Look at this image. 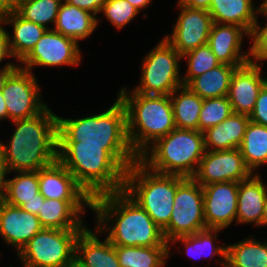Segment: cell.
I'll list each match as a JSON object with an SVG mask.
<instances>
[{"mask_svg": "<svg viewBox=\"0 0 267 267\" xmlns=\"http://www.w3.org/2000/svg\"><path fill=\"white\" fill-rule=\"evenodd\" d=\"M261 69L260 63L250 61L233 72L228 92L233 113L247 116L252 113L259 92L267 83Z\"/></svg>", "mask_w": 267, "mask_h": 267, "instance_id": "2e32d148", "label": "cell"}, {"mask_svg": "<svg viewBox=\"0 0 267 267\" xmlns=\"http://www.w3.org/2000/svg\"><path fill=\"white\" fill-rule=\"evenodd\" d=\"M244 36L250 34L238 25L213 22L207 45L220 63L238 68L250 62V50L240 52Z\"/></svg>", "mask_w": 267, "mask_h": 267, "instance_id": "ac0fdd59", "label": "cell"}, {"mask_svg": "<svg viewBox=\"0 0 267 267\" xmlns=\"http://www.w3.org/2000/svg\"><path fill=\"white\" fill-rule=\"evenodd\" d=\"M177 4L180 8L179 16L172 34L164 38L182 56L207 44L213 20L208 10L190 8L179 1Z\"/></svg>", "mask_w": 267, "mask_h": 267, "instance_id": "5bb4252c", "label": "cell"}, {"mask_svg": "<svg viewBox=\"0 0 267 267\" xmlns=\"http://www.w3.org/2000/svg\"><path fill=\"white\" fill-rule=\"evenodd\" d=\"M170 100L173 107L175 127L178 129L198 130L203 99L187 86L182 85L170 95Z\"/></svg>", "mask_w": 267, "mask_h": 267, "instance_id": "83f0119b", "label": "cell"}, {"mask_svg": "<svg viewBox=\"0 0 267 267\" xmlns=\"http://www.w3.org/2000/svg\"><path fill=\"white\" fill-rule=\"evenodd\" d=\"M44 227L36 214L0 200V235L19 253L27 242Z\"/></svg>", "mask_w": 267, "mask_h": 267, "instance_id": "e0dca14e", "label": "cell"}, {"mask_svg": "<svg viewBox=\"0 0 267 267\" xmlns=\"http://www.w3.org/2000/svg\"><path fill=\"white\" fill-rule=\"evenodd\" d=\"M94 230L86 227L78 236L75 260L83 267H121L115 246L107 238L101 241L96 227Z\"/></svg>", "mask_w": 267, "mask_h": 267, "instance_id": "44dd1931", "label": "cell"}, {"mask_svg": "<svg viewBox=\"0 0 267 267\" xmlns=\"http://www.w3.org/2000/svg\"><path fill=\"white\" fill-rule=\"evenodd\" d=\"M83 230L43 228L17 255L23 267H67L75 260L76 241Z\"/></svg>", "mask_w": 267, "mask_h": 267, "instance_id": "ba28073f", "label": "cell"}, {"mask_svg": "<svg viewBox=\"0 0 267 267\" xmlns=\"http://www.w3.org/2000/svg\"><path fill=\"white\" fill-rule=\"evenodd\" d=\"M237 67L228 64L219 66L194 77L186 86L202 99L228 96L230 80Z\"/></svg>", "mask_w": 267, "mask_h": 267, "instance_id": "4316f807", "label": "cell"}, {"mask_svg": "<svg viewBox=\"0 0 267 267\" xmlns=\"http://www.w3.org/2000/svg\"><path fill=\"white\" fill-rule=\"evenodd\" d=\"M202 186L193 177L178 175V188L169 224L162 230L165 241L206 229Z\"/></svg>", "mask_w": 267, "mask_h": 267, "instance_id": "30bf717a", "label": "cell"}, {"mask_svg": "<svg viewBox=\"0 0 267 267\" xmlns=\"http://www.w3.org/2000/svg\"><path fill=\"white\" fill-rule=\"evenodd\" d=\"M58 160L92 199L124 189L126 169L104 145L58 142Z\"/></svg>", "mask_w": 267, "mask_h": 267, "instance_id": "277c9868", "label": "cell"}, {"mask_svg": "<svg viewBox=\"0 0 267 267\" xmlns=\"http://www.w3.org/2000/svg\"><path fill=\"white\" fill-rule=\"evenodd\" d=\"M249 119L254 123L267 126V83L260 90Z\"/></svg>", "mask_w": 267, "mask_h": 267, "instance_id": "f35d334b", "label": "cell"}, {"mask_svg": "<svg viewBox=\"0 0 267 267\" xmlns=\"http://www.w3.org/2000/svg\"><path fill=\"white\" fill-rule=\"evenodd\" d=\"M239 149L252 173L267 164V126L249 121Z\"/></svg>", "mask_w": 267, "mask_h": 267, "instance_id": "1f68e13d", "label": "cell"}, {"mask_svg": "<svg viewBox=\"0 0 267 267\" xmlns=\"http://www.w3.org/2000/svg\"><path fill=\"white\" fill-rule=\"evenodd\" d=\"M101 12L119 30L130 23L139 13L127 0H104Z\"/></svg>", "mask_w": 267, "mask_h": 267, "instance_id": "8d00e7d4", "label": "cell"}, {"mask_svg": "<svg viewBox=\"0 0 267 267\" xmlns=\"http://www.w3.org/2000/svg\"><path fill=\"white\" fill-rule=\"evenodd\" d=\"M12 179H6L3 201L16 207L25 202L44 200L39 193L38 171L15 172Z\"/></svg>", "mask_w": 267, "mask_h": 267, "instance_id": "4dcf8cb0", "label": "cell"}, {"mask_svg": "<svg viewBox=\"0 0 267 267\" xmlns=\"http://www.w3.org/2000/svg\"><path fill=\"white\" fill-rule=\"evenodd\" d=\"M117 96L125 105L128 139L138 157L176 128L170 95L129 94L125 87Z\"/></svg>", "mask_w": 267, "mask_h": 267, "instance_id": "5b68a950", "label": "cell"}, {"mask_svg": "<svg viewBox=\"0 0 267 267\" xmlns=\"http://www.w3.org/2000/svg\"><path fill=\"white\" fill-rule=\"evenodd\" d=\"M205 151L203 132L175 128L149 146L139 161L160 174L193 177Z\"/></svg>", "mask_w": 267, "mask_h": 267, "instance_id": "8992f818", "label": "cell"}, {"mask_svg": "<svg viewBox=\"0 0 267 267\" xmlns=\"http://www.w3.org/2000/svg\"><path fill=\"white\" fill-rule=\"evenodd\" d=\"M131 5H133L139 12L140 9L143 10L145 7L150 5L151 0H127Z\"/></svg>", "mask_w": 267, "mask_h": 267, "instance_id": "c3c4849f", "label": "cell"}, {"mask_svg": "<svg viewBox=\"0 0 267 267\" xmlns=\"http://www.w3.org/2000/svg\"><path fill=\"white\" fill-rule=\"evenodd\" d=\"M6 175H7V171H6L2 156L0 154V200L3 199V195L5 192V183H6L5 176Z\"/></svg>", "mask_w": 267, "mask_h": 267, "instance_id": "bcb514c9", "label": "cell"}, {"mask_svg": "<svg viewBox=\"0 0 267 267\" xmlns=\"http://www.w3.org/2000/svg\"><path fill=\"white\" fill-rule=\"evenodd\" d=\"M91 210L97 215L98 235L108 230L106 238L114 246H170L162 229L124 190L94 197Z\"/></svg>", "mask_w": 267, "mask_h": 267, "instance_id": "6da1fadb", "label": "cell"}, {"mask_svg": "<svg viewBox=\"0 0 267 267\" xmlns=\"http://www.w3.org/2000/svg\"><path fill=\"white\" fill-rule=\"evenodd\" d=\"M4 24V15L0 13V27Z\"/></svg>", "mask_w": 267, "mask_h": 267, "instance_id": "f5cc1de1", "label": "cell"}, {"mask_svg": "<svg viewBox=\"0 0 267 267\" xmlns=\"http://www.w3.org/2000/svg\"><path fill=\"white\" fill-rule=\"evenodd\" d=\"M44 200H32L25 202L20 208L24 211L38 215L40 212L41 202Z\"/></svg>", "mask_w": 267, "mask_h": 267, "instance_id": "f6af8a7d", "label": "cell"}, {"mask_svg": "<svg viewBox=\"0 0 267 267\" xmlns=\"http://www.w3.org/2000/svg\"><path fill=\"white\" fill-rule=\"evenodd\" d=\"M18 67V65H15L14 63H7L3 68L0 70V90L3 89L4 84L10 74Z\"/></svg>", "mask_w": 267, "mask_h": 267, "instance_id": "7bdbcfd3", "label": "cell"}, {"mask_svg": "<svg viewBox=\"0 0 267 267\" xmlns=\"http://www.w3.org/2000/svg\"><path fill=\"white\" fill-rule=\"evenodd\" d=\"M267 186L257 173L239 182L236 222L261 226Z\"/></svg>", "mask_w": 267, "mask_h": 267, "instance_id": "7402d4cb", "label": "cell"}, {"mask_svg": "<svg viewBox=\"0 0 267 267\" xmlns=\"http://www.w3.org/2000/svg\"><path fill=\"white\" fill-rule=\"evenodd\" d=\"M259 13L267 17V0H263V2L259 5Z\"/></svg>", "mask_w": 267, "mask_h": 267, "instance_id": "681fc988", "label": "cell"}, {"mask_svg": "<svg viewBox=\"0 0 267 267\" xmlns=\"http://www.w3.org/2000/svg\"><path fill=\"white\" fill-rule=\"evenodd\" d=\"M66 3L76 6L77 8L86 10L95 16L100 13L104 0H63Z\"/></svg>", "mask_w": 267, "mask_h": 267, "instance_id": "ab89813d", "label": "cell"}, {"mask_svg": "<svg viewBox=\"0 0 267 267\" xmlns=\"http://www.w3.org/2000/svg\"><path fill=\"white\" fill-rule=\"evenodd\" d=\"M67 267H83V266L79 262L74 260Z\"/></svg>", "mask_w": 267, "mask_h": 267, "instance_id": "816d5d0a", "label": "cell"}, {"mask_svg": "<svg viewBox=\"0 0 267 267\" xmlns=\"http://www.w3.org/2000/svg\"><path fill=\"white\" fill-rule=\"evenodd\" d=\"M182 56L163 38L142 61L141 82L133 89L144 95H171L183 85Z\"/></svg>", "mask_w": 267, "mask_h": 267, "instance_id": "9c48e42d", "label": "cell"}, {"mask_svg": "<svg viewBox=\"0 0 267 267\" xmlns=\"http://www.w3.org/2000/svg\"><path fill=\"white\" fill-rule=\"evenodd\" d=\"M262 226H267V194H266V198H265V202H264Z\"/></svg>", "mask_w": 267, "mask_h": 267, "instance_id": "f907efd6", "label": "cell"}, {"mask_svg": "<svg viewBox=\"0 0 267 267\" xmlns=\"http://www.w3.org/2000/svg\"><path fill=\"white\" fill-rule=\"evenodd\" d=\"M183 58H186V61H188L187 74L182 77V82L185 86L194 77L202 75L204 72L221 64L207 44L187 52L182 55V59Z\"/></svg>", "mask_w": 267, "mask_h": 267, "instance_id": "d590c367", "label": "cell"}, {"mask_svg": "<svg viewBox=\"0 0 267 267\" xmlns=\"http://www.w3.org/2000/svg\"><path fill=\"white\" fill-rule=\"evenodd\" d=\"M8 119V110L5 104V98L3 97L2 90H0V120Z\"/></svg>", "mask_w": 267, "mask_h": 267, "instance_id": "7dc6e473", "label": "cell"}, {"mask_svg": "<svg viewBox=\"0 0 267 267\" xmlns=\"http://www.w3.org/2000/svg\"><path fill=\"white\" fill-rule=\"evenodd\" d=\"M221 229L206 228L204 230L198 231L195 234L179 236L171 240L170 243L182 242L184 244L186 253L191 257H213L214 255H220L223 260L220 265L226 267V253L227 244L224 246L218 245L214 246L213 243L217 238V233ZM215 234V235H214ZM216 247V248H215Z\"/></svg>", "mask_w": 267, "mask_h": 267, "instance_id": "d6a6232c", "label": "cell"}, {"mask_svg": "<svg viewBox=\"0 0 267 267\" xmlns=\"http://www.w3.org/2000/svg\"><path fill=\"white\" fill-rule=\"evenodd\" d=\"M58 142L104 145L126 170L139 157L134 153L127 134V112L117 96L113 105L103 113L79 119L57 117Z\"/></svg>", "mask_w": 267, "mask_h": 267, "instance_id": "3957f363", "label": "cell"}, {"mask_svg": "<svg viewBox=\"0 0 267 267\" xmlns=\"http://www.w3.org/2000/svg\"><path fill=\"white\" fill-rule=\"evenodd\" d=\"M37 83L32 71L19 66L10 74L2 89L10 121L35 117L48 107Z\"/></svg>", "mask_w": 267, "mask_h": 267, "instance_id": "8fae6325", "label": "cell"}, {"mask_svg": "<svg viewBox=\"0 0 267 267\" xmlns=\"http://www.w3.org/2000/svg\"><path fill=\"white\" fill-rule=\"evenodd\" d=\"M84 206L92 209V200L44 199L37 216L44 228L85 229L80 217Z\"/></svg>", "mask_w": 267, "mask_h": 267, "instance_id": "ffe728a7", "label": "cell"}, {"mask_svg": "<svg viewBox=\"0 0 267 267\" xmlns=\"http://www.w3.org/2000/svg\"><path fill=\"white\" fill-rule=\"evenodd\" d=\"M233 113L228 96L203 99L199 115L198 130L204 132L208 128L222 123Z\"/></svg>", "mask_w": 267, "mask_h": 267, "instance_id": "e575fe53", "label": "cell"}, {"mask_svg": "<svg viewBox=\"0 0 267 267\" xmlns=\"http://www.w3.org/2000/svg\"><path fill=\"white\" fill-rule=\"evenodd\" d=\"M99 20L94 14L63 1L51 29L79 43L96 30Z\"/></svg>", "mask_w": 267, "mask_h": 267, "instance_id": "cb8c5ba5", "label": "cell"}, {"mask_svg": "<svg viewBox=\"0 0 267 267\" xmlns=\"http://www.w3.org/2000/svg\"><path fill=\"white\" fill-rule=\"evenodd\" d=\"M253 5L252 0H212L208 11L213 22L238 25L251 34L259 14Z\"/></svg>", "mask_w": 267, "mask_h": 267, "instance_id": "d4e9b609", "label": "cell"}, {"mask_svg": "<svg viewBox=\"0 0 267 267\" xmlns=\"http://www.w3.org/2000/svg\"><path fill=\"white\" fill-rule=\"evenodd\" d=\"M171 246H115L121 267H164Z\"/></svg>", "mask_w": 267, "mask_h": 267, "instance_id": "f546056e", "label": "cell"}, {"mask_svg": "<svg viewBox=\"0 0 267 267\" xmlns=\"http://www.w3.org/2000/svg\"><path fill=\"white\" fill-rule=\"evenodd\" d=\"M63 0H18L16 13L23 19L50 29L55 25L58 10Z\"/></svg>", "mask_w": 267, "mask_h": 267, "instance_id": "836d02e7", "label": "cell"}, {"mask_svg": "<svg viewBox=\"0 0 267 267\" xmlns=\"http://www.w3.org/2000/svg\"><path fill=\"white\" fill-rule=\"evenodd\" d=\"M57 115L46 108L39 115L12 121L16 126L7 145L0 141V154L8 174L38 171L58 160Z\"/></svg>", "mask_w": 267, "mask_h": 267, "instance_id": "7a4b0ae2", "label": "cell"}, {"mask_svg": "<svg viewBox=\"0 0 267 267\" xmlns=\"http://www.w3.org/2000/svg\"><path fill=\"white\" fill-rule=\"evenodd\" d=\"M239 182H219L203 186L204 219L207 228L221 229L236 221Z\"/></svg>", "mask_w": 267, "mask_h": 267, "instance_id": "9a60e30c", "label": "cell"}, {"mask_svg": "<svg viewBox=\"0 0 267 267\" xmlns=\"http://www.w3.org/2000/svg\"><path fill=\"white\" fill-rule=\"evenodd\" d=\"M253 173L246 166L239 148L205 151L193 178L203 187L211 183L241 182Z\"/></svg>", "mask_w": 267, "mask_h": 267, "instance_id": "4fadbf2b", "label": "cell"}, {"mask_svg": "<svg viewBox=\"0 0 267 267\" xmlns=\"http://www.w3.org/2000/svg\"><path fill=\"white\" fill-rule=\"evenodd\" d=\"M9 33L2 26L0 27V63L6 57H13L9 46Z\"/></svg>", "mask_w": 267, "mask_h": 267, "instance_id": "60d3db41", "label": "cell"}, {"mask_svg": "<svg viewBox=\"0 0 267 267\" xmlns=\"http://www.w3.org/2000/svg\"><path fill=\"white\" fill-rule=\"evenodd\" d=\"M182 5L190 8L209 10L212 0H178Z\"/></svg>", "mask_w": 267, "mask_h": 267, "instance_id": "b9f144b4", "label": "cell"}, {"mask_svg": "<svg viewBox=\"0 0 267 267\" xmlns=\"http://www.w3.org/2000/svg\"><path fill=\"white\" fill-rule=\"evenodd\" d=\"M78 43L53 29L47 30L19 67L31 71L35 66H78L81 52Z\"/></svg>", "mask_w": 267, "mask_h": 267, "instance_id": "7c38bea8", "label": "cell"}, {"mask_svg": "<svg viewBox=\"0 0 267 267\" xmlns=\"http://www.w3.org/2000/svg\"><path fill=\"white\" fill-rule=\"evenodd\" d=\"M258 22L259 20L256 19L249 37L251 40L253 39L252 45L249 47L250 61L256 64L259 62L264 63L267 60V22L263 27Z\"/></svg>", "mask_w": 267, "mask_h": 267, "instance_id": "74e56055", "label": "cell"}, {"mask_svg": "<svg viewBox=\"0 0 267 267\" xmlns=\"http://www.w3.org/2000/svg\"><path fill=\"white\" fill-rule=\"evenodd\" d=\"M18 0H0V13L4 16L13 13L17 9Z\"/></svg>", "mask_w": 267, "mask_h": 267, "instance_id": "ee69618b", "label": "cell"}, {"mask_svg": "<svg viewBox=\"0 0 267 267\" xmlns=\"http://www.w3.org/2000/svg\"><path fill=\"white\" fill-rule=\"evenodd\" d=\"M38 182L45 199L92 200L59 160L38 170Z\"/></svg>", "mask_w": 267, "mask_h": 267, "instance_id": "d6986e66", "label": "cell"}, {"mask_svg": "<svg viewBox=\"0 0 267 267\" xmlns=\"http://www.w3.org/2000/svg\"><path fill=\"white\" fill-rule=\"evenodd\" d=\"M249 116L232 113L222 123L203 132L206 151H220L240 148Z\"/></svg>", "mask_w": 267, "mask_h": 267, "instance_id": "603a6c76", "label": "cell"}, {"mask_svg": "<svg viewBox=\"0 0 267 267\" xmlns=\"http://www.w3.org/2000/svg\"><path fill=\"white\" fill-rule=\"evenodd\" d=\"M250 237L227 246L226 267H267V240Z\"/></svg>", "mask_w": 267, "mask_h": 267, "instance_id": "f1b7e54d", "label": "cell"}, {"mask_svg": "<svg viewBox=\"0 0 267 267\" xmlns=\"http://www.w3.org/2000/svg\"><path fill=\"white\" fill-rule=\"evenodd\" d=\"M178 188V175L160 174L139 160L125 173L124 191L135 200L162 230L169 224Z\"/></svg>", "mask_w": 267, "mask_h": 267, "instance_id": "52a82bcc", "label": "cell"}, {"mask_svg": "<svg viewBox=\"0 0 267 267\" xmlns=\"http://www.w3.org/2000/svg\"><path fill=\"white\" fill-rule=\"evenodd\" d=\"M4 24L13 26V35L9 34L8 36L9 46L13 58H16L15 60L19 63L31 52L48 30L43 26L23 19L16 12L5 15Z\"/></svg>", "mask_w": 267, "mask_h": 267, "instance_id": "484cf974", "label": "cell"}]
</instances>
